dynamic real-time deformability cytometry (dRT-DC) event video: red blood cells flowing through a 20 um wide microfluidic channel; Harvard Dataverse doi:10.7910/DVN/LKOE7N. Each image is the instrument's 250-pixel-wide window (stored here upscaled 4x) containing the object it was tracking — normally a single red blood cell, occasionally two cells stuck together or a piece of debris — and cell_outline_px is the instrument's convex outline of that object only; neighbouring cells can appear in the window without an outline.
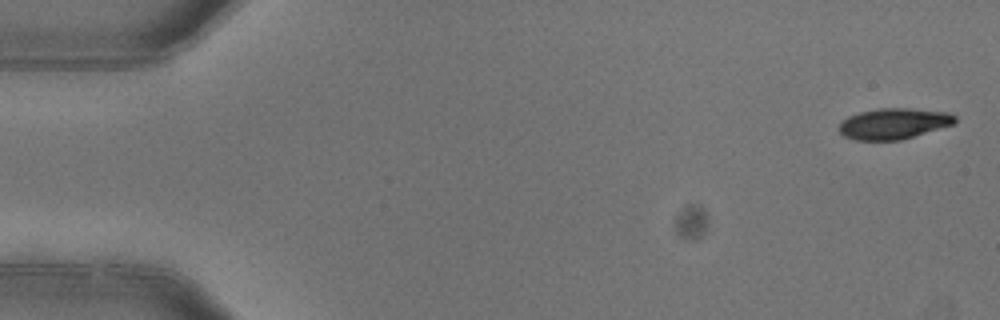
{"species": "common noctule bat (a hibernating species)", "species_latin": "Nyctalus noctula", "temperature_condition": "warm", "stored_images_in_passage": 6, "camera_frame_rate_fps": 3000, "um_per_image_px": 0.085, "animal": {"sex": "female"}, "frame": {"image": 1, "passage_image": 1, "time_ms": 0.0, "image_size_px": [1000, 320], "cell_outline_px": [[956, 124], [900, 140], [856, 140], [844, 136], [836, 128], [848, 116], [860, 112], [880, 108], [912, 108], [948, 112], [956, 116]], "centroid_in_image_um": [75.99, 10.5], "position_along_channel_um": 9.0, "area_um2": 20.98}}